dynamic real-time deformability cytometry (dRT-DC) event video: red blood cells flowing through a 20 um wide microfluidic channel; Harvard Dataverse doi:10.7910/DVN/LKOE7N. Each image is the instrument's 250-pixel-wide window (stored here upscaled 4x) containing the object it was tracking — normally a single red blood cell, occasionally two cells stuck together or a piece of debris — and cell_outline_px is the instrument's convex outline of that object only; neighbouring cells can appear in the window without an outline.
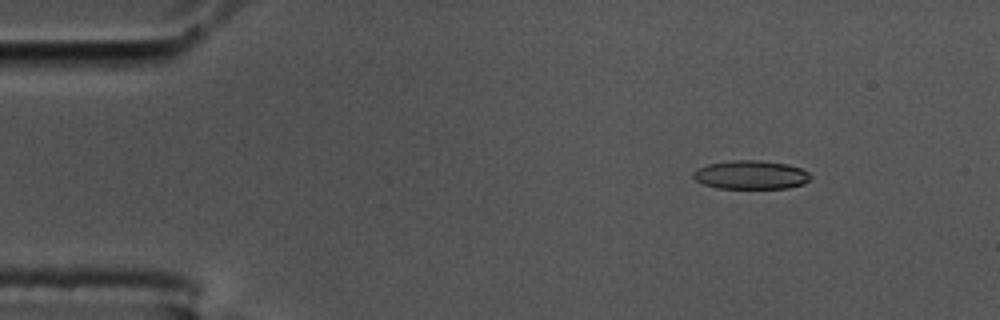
{"species": "common noctule bat (a hibernating species)", "species_latin": "Nyctalus noctula", "temperature_condition": "cold", "stored_images_in_passage": 13, "camera_frame_rate_fps": 3000, "um_per_image_px": 0.085, "animal": {"sex": "male", "body_mass_g": 17.5, "forearm_length_mm": 52.3}, "frame": {"image": 1, "passage_image": 3, "time_ms": 0.667, "image_size_px": [1000, 320], "cell_outline_px": [[812, 176], [804, 184], [788, 188], [716, 188], [704, 184], [696, 180], [692, 176], [692, 172], [696, 168], [708, 164], [732, 160], [760, 160], [788, 164], [800, 168], [808, 172]], "centroid_in_image_um": [63.81, 14.86], "position_along_channel_um": 21.2, "area_um2": 19.71}}
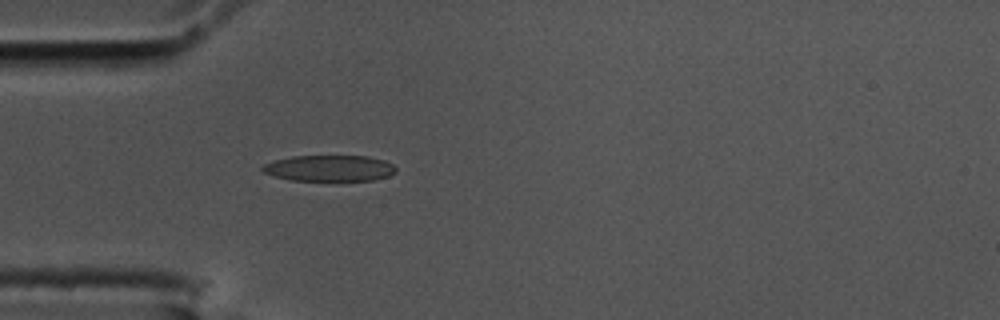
{"frame": {"image": 2, "passage_image": 12, "time_ms": 3.667, "image_size_px": [1000, 320], "cell_outline_px": [[396, 172], [388, 176], [372, 180], [292, 180], [276, 176], [264, 172], [260, 168], [264, 164], [276, 160], [292, 156], [368, 156], [384, 160], [392, 164], [396, 168]], "centroid_in_image_um": [28.02, 14.29], "position_along_channel_um": 57.0, "area_um2": 20.06}}